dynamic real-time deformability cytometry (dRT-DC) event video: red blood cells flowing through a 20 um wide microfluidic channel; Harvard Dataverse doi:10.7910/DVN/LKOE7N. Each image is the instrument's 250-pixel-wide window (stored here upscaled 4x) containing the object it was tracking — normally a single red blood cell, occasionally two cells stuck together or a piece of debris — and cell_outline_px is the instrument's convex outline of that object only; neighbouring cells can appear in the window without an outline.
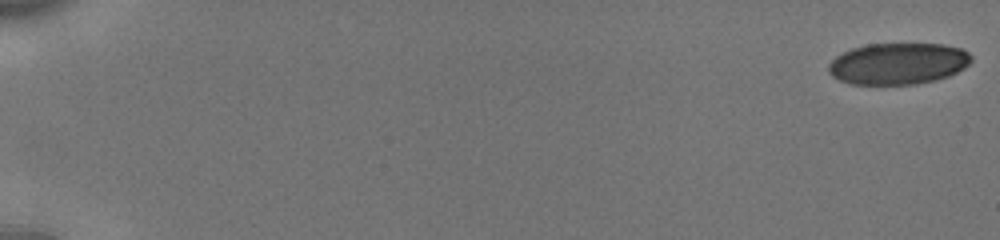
{"species": "human", "species_latin": "Homo sapiens", "temperature_condition": "cold", "stored_images_in_passage": 55, "camera_frame_rate_fps": 3000, "um_per_image_px": 0.085, "donor": {"sex": "male"}, "frame": {"image": 1, "passage_image": 1, "time_ms": 0.0, "image_size_px": [1000, 240], "cell_outline_px": [[972, 60], [964, 68], [948, 76], [936, 80], [916, 84], [852, 84], [840, 80], [832, 76], [828, 72], [828, 64], [836, 56], [852, 48], [868, 44], [944, 44], [960, 48], [968, 52], [972, 56]], "centroid_in_image_um": [76.34, 5.41], "position_along_channel_um": 8.7, "area_um2": 34.51}}
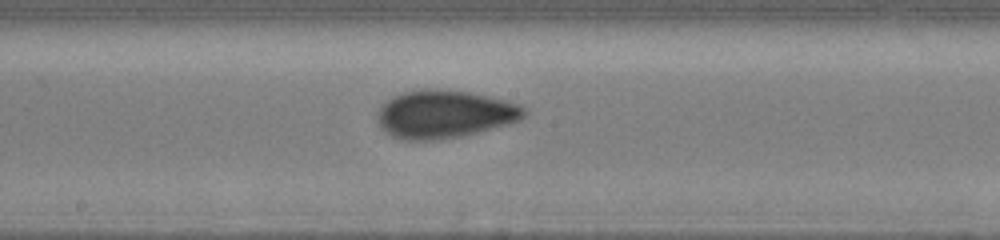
{"frame": {"image": 2, "passage_image": 32, "time_ms": 10.333, "image_size_px": [1000, 240], "cell_outline_px": [[528, 112], [520, 120], [508, 124], [464, 136], [432, 140], [404, 140], [392, 136], [384, 132], [380, 128], [376, 112], [392, 96], [404, 92], [420, 88], [444, 88], [468, 92], [508, 100], [520, 104]], "centroid_in_image_um": [37.78, 9.69], "position_along_channel_um": 210.4, "area_um2": 41.5}}
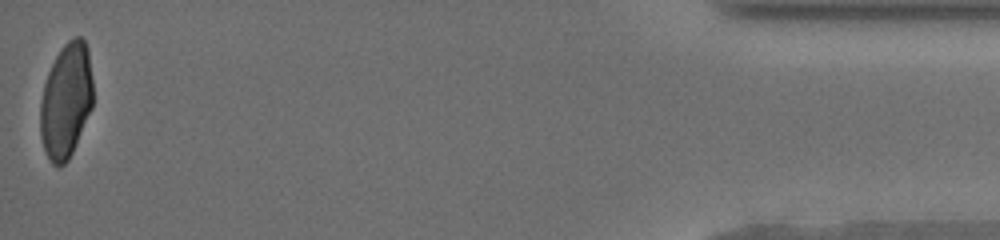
{"frame": {"image": 3, "passage_image": 55, "time_ms": 18.0, "image_size_px": [1000, 240], "cell_outline_px": [[92, 108], [72, 152], [68, 160], [60, 168], [52, 164], [44, 148], [40, 136], [40, 100], [44, 84], [48, 72], [60, 48], [68, 40], [76, 36], [80, 36], [84, 40], [88, 48], [92, 80]], "centroid_in_image_um": [5.61, 8.55], "position_along_channel_um": 429.6, "area_um2": 35.37}, "authors_computed_cell_mechanics": {"area_um2": 37.859, "velocity_mm_per_s": 3.8629, "shape_relaxation_time_tau1_ms": 6.7362, "shape_relaxation_time_tau2_ms": 0.9491, "deformation_change_tau1": 0.1453, "deformation_change_tau2": 0.0422}}